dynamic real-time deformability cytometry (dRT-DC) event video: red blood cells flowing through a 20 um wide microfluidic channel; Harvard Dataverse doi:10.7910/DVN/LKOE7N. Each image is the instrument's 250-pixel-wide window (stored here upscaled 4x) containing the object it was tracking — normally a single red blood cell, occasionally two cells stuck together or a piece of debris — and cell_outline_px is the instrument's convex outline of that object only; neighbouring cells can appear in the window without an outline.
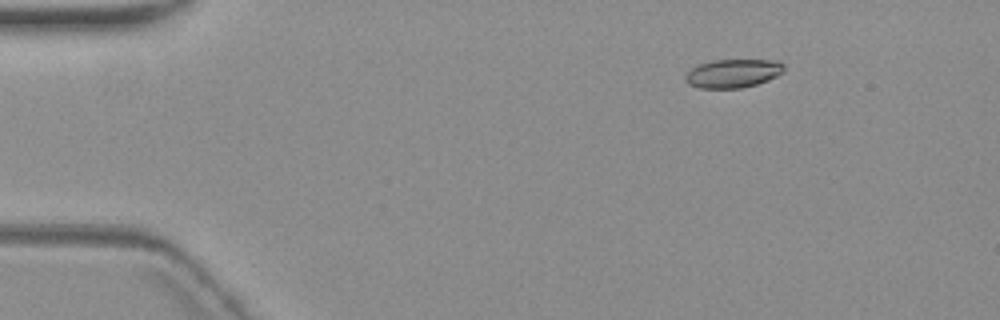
{"species": "common noctule bat (a hibernating species)", "species_latin": "Nyctalus noctula", "temperature_condition": "warm", "stored_images_in_passage": 7, "camera_frame_rate_fps": 3000, "um_per_image_px": 0.085, "animal": {"sex": "female", "body_mass_g": 19.3, "forearm_length_mm": 54.1}, "frame": {"image": 1, "passage_image": 3, "time_ms": 2.333, "image_size_px": [1000, 320], "cell_outline_px": [[784, 72], [768, 80], [756, 84], [740, 88], [700, 88], [688, 84], [684, 80], [684, 76], [692, 68], [700, 64], [712, 60], [780, 60], [784, 64]], "centroid_in_image_um": [62.31, 6.23], "position_along_channel_um": 22.7, "area_um2": 16.47}}
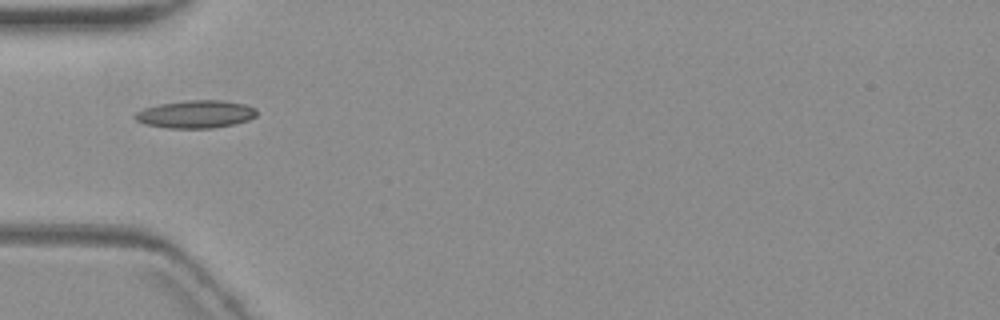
{"frame": {"image": 2, "passage_image": 6, "time_ms": 6.0, "image_size_px": [1000, 320], "cell_outline_px": [[256, 116], [248, 120], [232, 124], [212, 128], [168, 128], [144, 124], [136, 120], [132, 116], [136, 112], [144, 108], [160, 104], [188, 100], [224, 100], [244, 104], [256, 108]], "centroid_in_image_um": [16.62, 9.7], "position_along_channel_um": 68.4, "area_um2": 19.65}}
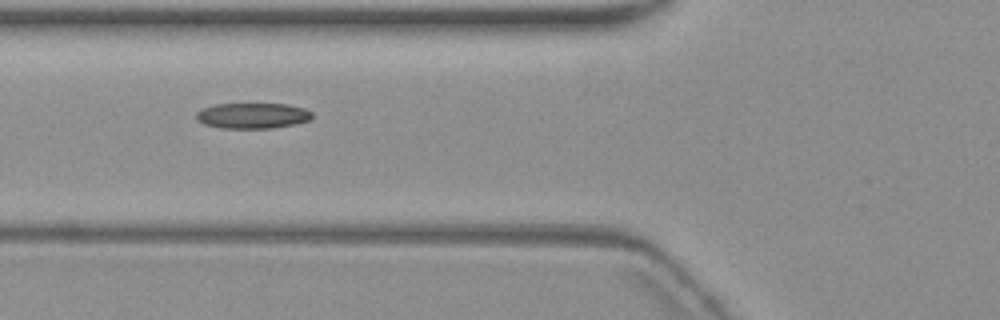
{"frame": {"image": 3, "passage_image": 7, "time_ms": 7.0, "image_size_px": [1000, 320], "cell_outline_px": [[312, 120], [272, 128], [220, 128], [204, 124], [196, 120], [196, 112], [212, 104], [288, 104], [304, 108], [312, 112]], "centroid_in_image_um": [21.46, 9.83], "position_along_channel_um": 104.3, "area_um2": 17.34}}